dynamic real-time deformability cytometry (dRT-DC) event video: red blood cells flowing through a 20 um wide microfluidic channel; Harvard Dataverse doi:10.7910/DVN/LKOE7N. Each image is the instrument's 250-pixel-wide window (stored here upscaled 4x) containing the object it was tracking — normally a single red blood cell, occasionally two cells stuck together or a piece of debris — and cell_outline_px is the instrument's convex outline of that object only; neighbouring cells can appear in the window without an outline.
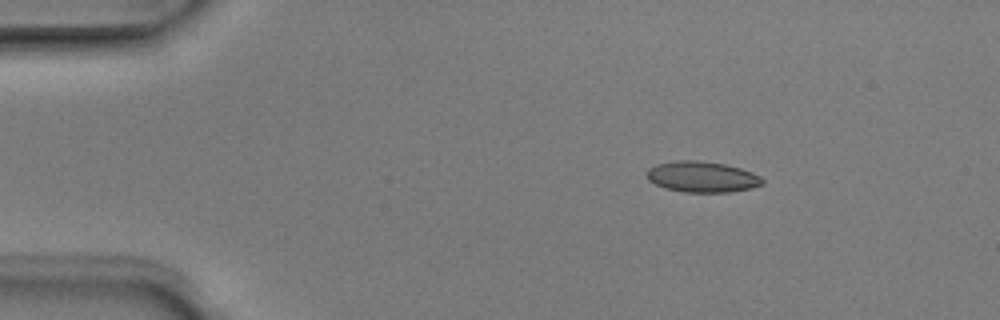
{"species": "Egyptian fruit bat (a non-hibernating species)", "species_latin": "Rousettus aegyptiacus", "temperature_condition": "room temperature", "stored_images_in_passage": 4, "camera_frame_rate_fps": 3000, "um_per_image_px": 0.085, "animal": {"sex": "male"}, "frame": {"image": 1, "passage_image": 2, "time_ms": 0.333, "image_size_px": [1000, 320], "cell_outline_px": [[764, 184], [752, 188], [728, 192], [684, 192], [664, 188], [648, 180], [648, 168], [656, 164], [680, 160], [696, 160], [724, 164], [740, 168], [752, 172], [760, 176], [764, 180]], "centroid_in_image_um": [59.7, 15.03], "position_along_channel_um": 25.3, "area_um2": 20.75}}
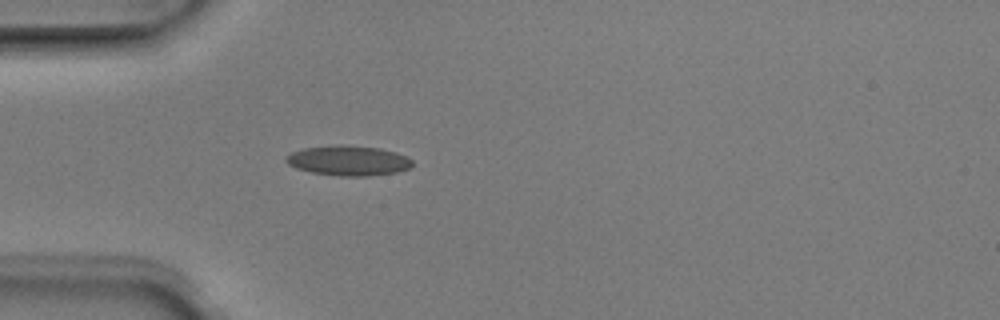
{"frame": {"image": 2, "passage_image": 4, "time_ms": 1.0, "image_size_px": [1000, 320], "cell_outline_px": [[412, 164], [408, 168], [396, 172], [368, 176], [340, 176], [312, 172], [296, 168], [288, 164], [284, 160], [284, 156], [292, 152], [304, 148], [340, 144], [380, 148], [396, 152], [412, 160]], "centroid_in_image_um": [29.57, 13.64], "position_along_channel_um": 55.4, "area_um2": 22.02}}